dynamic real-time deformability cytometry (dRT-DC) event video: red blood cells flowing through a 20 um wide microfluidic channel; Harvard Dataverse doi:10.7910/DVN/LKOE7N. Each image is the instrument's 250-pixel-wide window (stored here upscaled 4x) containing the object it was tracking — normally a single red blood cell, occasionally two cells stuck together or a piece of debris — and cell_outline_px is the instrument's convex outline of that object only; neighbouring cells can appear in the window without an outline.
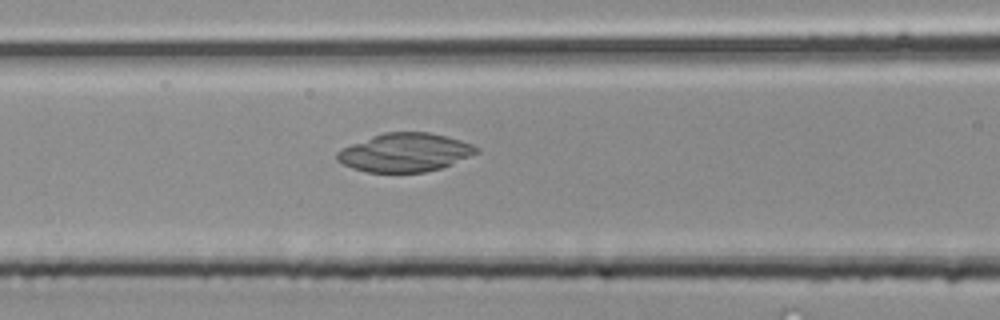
{"species": "common noctule bat (a hibernating species)", "species_latin": "Nyctalus noctula", "temperature_condition": "room temperature", "stored_images_in_passage": 34, "camera_frame_rate_fps": 3000, "um_per_image_px": 0.085, "animal": {"sex": "male", "body_mass_g": 20.4}, "frame": {"image": 1, "passage_image": 11, "time_ms": 3.333, "image_size_px": [1000, 320], "cell_outline_px": [[480, 152], [452, 164], [440, 168], [424, 172], [368, 172], [352, 168], [336, 160], [336, 152], [340, 148], [372, 136], [384, 132], [428, 132], [460, 140], [472, 144], [480, 148]], "centroid_in_image_um": [34.41, 12.96], "position_along_channel_um": 132.2, "area_um2": 31.27}}
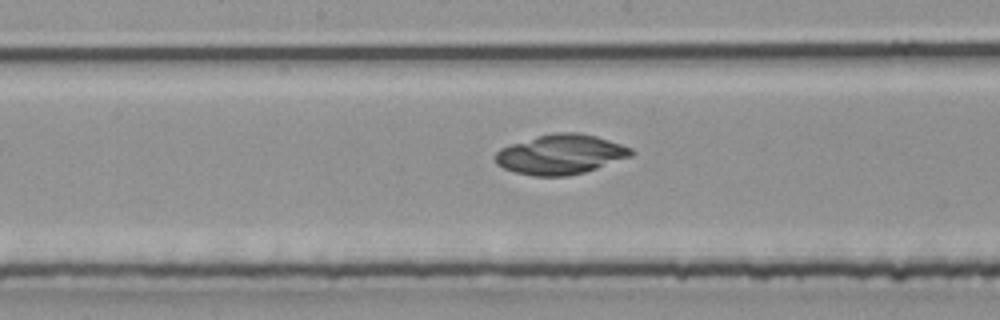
{"frame": {"image": 2, "passage_image": 15, "time_ms": 4.667, "image_size_px": [1000, 320], "cell_outline_px": [[636, 152], [632, 156], [584, 172], [568, 176], [532, 176], [516, 172], [504, 168], [496, 164], [496, 152], [500, 148], [536, 136], [552, 132], [580, 132], [596, 136], [632, 148]], "centroid_in_image_um": [47.66, 13.12], "position_along_channel_um": 200.5, "area_um2": 31.44}}
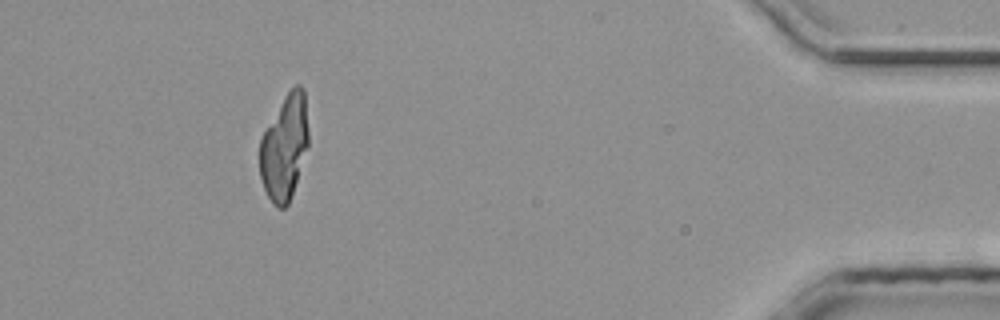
{"frame": {"image": 3, "passage_image": 31, "time_ms": 10.0, "image_size_px": [1000, 320], "cell_outline_px": [[308, 144], [288, 204], [284, 208], [276, 208], [268, 196], [264, 188], [260, 176], [260, 140], [264, 132], [288, 92], [296, 84], [300, 84], [304, 88], [308, 132]], "centroid_in_image_um": [24.18, 12.53], "position_along_channel_um": 411.0, "area_um2": 29.07}}